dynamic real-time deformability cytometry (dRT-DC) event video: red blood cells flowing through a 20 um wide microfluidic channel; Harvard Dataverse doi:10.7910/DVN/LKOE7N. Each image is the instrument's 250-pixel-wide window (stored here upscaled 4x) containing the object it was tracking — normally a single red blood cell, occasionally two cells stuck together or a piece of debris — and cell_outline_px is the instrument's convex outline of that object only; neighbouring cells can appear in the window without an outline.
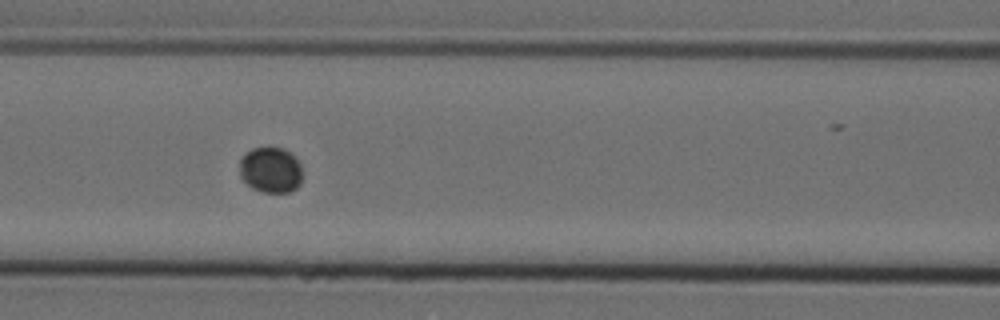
{"species": "Egyptian fruit bat (a non-hibernating species)", "species_latin": "Rousettus aegyptiacus", "temperature_condition": "cold", "stored_images_in_passage": 10, "camera_frame_rate_fps": 3000, "um_per_image_px": 0.085, "animal": {"sex": "female"}, "frame": {"image": 1, "passage_image": 6, "time_ms": 1.667, "image_size_px": [1000, 320], "cell_outline_px": [[300, 184], [296, 188], [288, 192], [260, 192], [252, 188], [240, 176], [240, 160], [244, 152], [252, 148], [268, 144], [284, 148], [300, 164]], "centroid_in_image_um": [22.96, 14.39], "position_along_channel_um": 143.6, "area_um2": 16.99}}
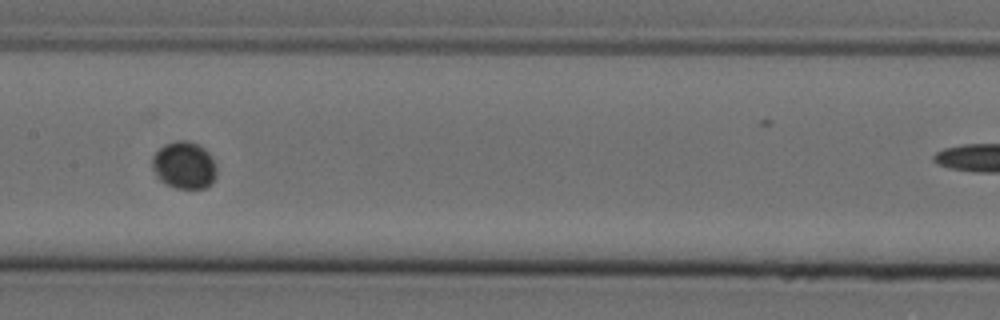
{"frame": {"image": 2, "passage_image": 7, "time_ms": 2.0, "image_size_px": [1000, 320], "cell_outline_px": [[216, 176], [212, 184], [204, 188], [176, 188], [164, 184], [156, 176], [152, 168], [152, 156], [164, 144], [176, 140], [188, 140], [204, 148], [212, 156], [216, 164]], "centroid_in_image_um": [15.66, 14.05], "position_along_channel_um": 191.7, "area_um2": 17.98}}